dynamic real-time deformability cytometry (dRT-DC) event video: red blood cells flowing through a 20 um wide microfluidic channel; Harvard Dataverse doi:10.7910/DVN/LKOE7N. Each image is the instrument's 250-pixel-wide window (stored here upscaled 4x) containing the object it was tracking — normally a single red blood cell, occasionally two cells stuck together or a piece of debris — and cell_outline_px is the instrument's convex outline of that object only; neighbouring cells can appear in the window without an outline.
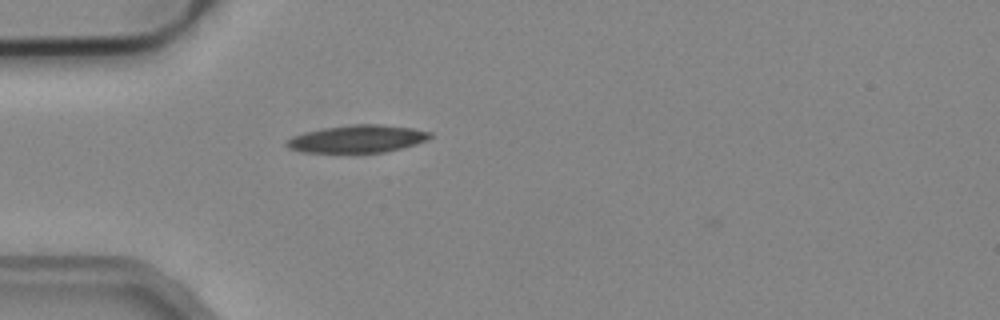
{"species": "common noctule bat (a hibernating species)", "species_latin": "Nyctalus noctula", "temperature_condition": "cold", "stored_images_in_passage": 41, "camera_frame_rate_fps": 3000, "um_per_image_px": 0.085, "animal": {"sex": "male", "body_mass_g": 19.2, "forearm_length_mm": 51.8}, "frame": {"image": 1, "passage_image": 4, "time_ms": 1.0, "image_size_px": [1000, 320], "cell_outline_px": [[432, 136], [428, 140], [416, 144], [384, 152], [304, 152], [288, 148], [284, 144], [292, 136], [304, 132], [324, 128], [352, 124], [380, 124], [412, 128], [432, 132]], "centroid_in_image_um": [30.39, 11.79], "position_along_channel_um": 54.6, "area_um2": 22.95}}
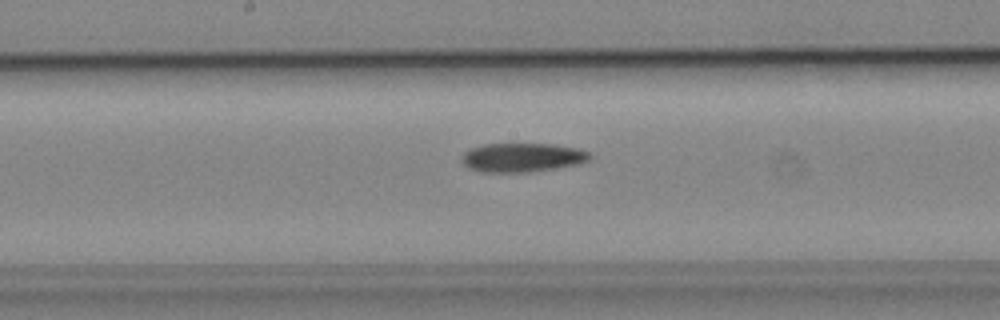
{"frame": {"image": 2, "passage_image": 16, "time_ms": 5.0, "image_size_px": [1000, 320], "cell_outline_px": [[592, 156], [588, 160], [580, 164], [532, 172], [480, 172], [468, 168], [460, 160], [460, 156], [468, 148], [484, 144], [552, 144], [580, 148], [588, 152]], "centroid_in_image_um": [44.36, 13.39], "position_along_channel_um": 203.8, "area_um2": 21.96}}
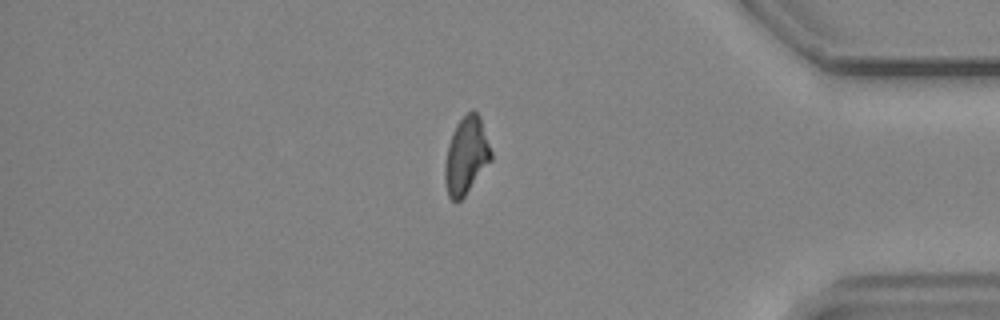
{"frame": {"image": 3, "passage_image": 33, "time_ms": 10.667, "image_size_px": [1000, 320], "cell_outline_px": [[492, 160], [464, 196], [460, 200], [452, 200], [448, 196], [444, 180], [444, 164], [448, 144], [452, 132], [456, 124], [472, 108], [480, 116], [492, 152]], "centroid_in_image_um": [39.62, 13.22], "position_along_channel_um": 395.6, "area_um2": 20.81}, "authors_computed_cell_mechanics": {"area_um2": 21.4438, "velocity_mm_per_s": 3.9213, "shape_relaxation_time_tau1_ms": 9.7679, "shape_relaxation_time_tau2_ms": null, "deformation_change_tau1": 0.2184, "deformation_change_tau2": null}}